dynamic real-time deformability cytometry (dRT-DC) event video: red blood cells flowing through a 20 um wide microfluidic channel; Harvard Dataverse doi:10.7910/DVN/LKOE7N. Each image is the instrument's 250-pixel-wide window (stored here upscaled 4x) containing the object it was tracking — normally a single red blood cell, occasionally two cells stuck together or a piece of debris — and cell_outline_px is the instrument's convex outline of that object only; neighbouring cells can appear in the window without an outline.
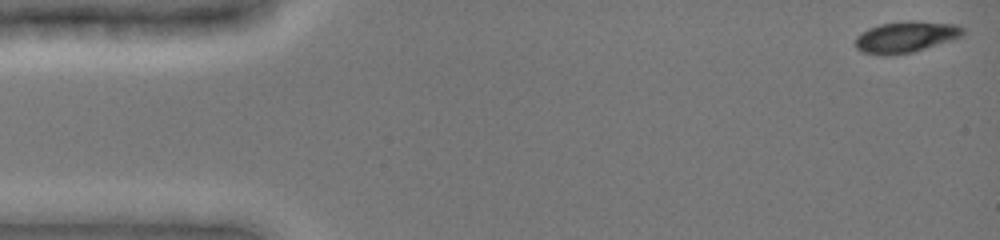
{"species": "common noctule bat (a hibernating species)", "species_latin": "Nyctalus noctula", "temperature_condition": "cold", "stored_images_in_passage": 48, "camera_frame_rate_fps": 3000, "um_per_image_px": 0.085, "animal": {"sex": "female", "body_mass_g": 19.0, "forearm_length_mm": 51.5}, "frame": {"image": 1, "passage_image": 1, "time_ms": 0.0, "image_size_px": [1000, 240], "cell_outline_px": [[964, 32], [960, 36], [952, 40], [912, 52], [884, 56], [880, 56], [864, 52], [856, 48], [856, 36], [860, 32], [868, 28], [880, 24], [908, 20], [912, 20], [956, 24], [964, 28]], "centroid_in_image_um": [76.97, 3.13], "position_along_channel_um": 8.0, "area_um2": 19.65}}
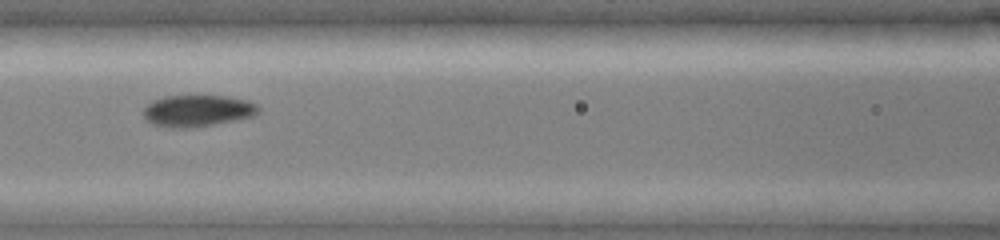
{"frame": {"image": 2, "passage_image": 21, "time_ms": 6.667, "image_size_px": [1000, 240], "cell_outline_px": [[260, 108], [252, 116], [212, 124], [188, 128], [164, 128], [152, 124], [144, 116], [144, 108], [152, 100], [164, 96], [224, 96], [248, 100], [256, 104]], "centroid_in_image_um": [16.73, 9.41], "position_along_channel_um": 149.9, "area_um2": 20.98}}
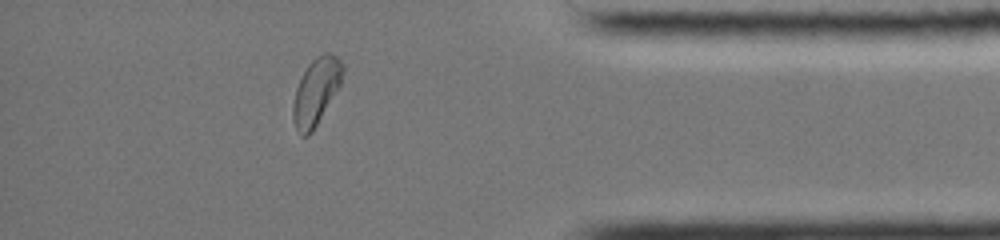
{"frame": {"image": 3, "passage_image": 42, "time_ms": 13.667, "image_size_px": [1000, 240], "cell_outline_px": [[344, 68], [340, 84], [312, 132], [308, 136], [300, 136], [292, 120], [292, 104], [296, 88], [308, 64], [316, 56], [324, 52], [332, 52], [344, 64]], "centroid_in_image_um": [26.85, 7.76], "position_along_channel_um": 408.4, "area_um2": 19.19}, "authors_computed_cell_mechanics": {"area_um2": 19.941, "velocity_mm_per_s": 3.9293, "shape_relaxation_time_tau1_ms": 3.5052, "shape_relaxation_time_tau2_ms": 0.8301, "deformation_change_tau1": 0.1363, "deformation_change_tau2": 0.0279}}